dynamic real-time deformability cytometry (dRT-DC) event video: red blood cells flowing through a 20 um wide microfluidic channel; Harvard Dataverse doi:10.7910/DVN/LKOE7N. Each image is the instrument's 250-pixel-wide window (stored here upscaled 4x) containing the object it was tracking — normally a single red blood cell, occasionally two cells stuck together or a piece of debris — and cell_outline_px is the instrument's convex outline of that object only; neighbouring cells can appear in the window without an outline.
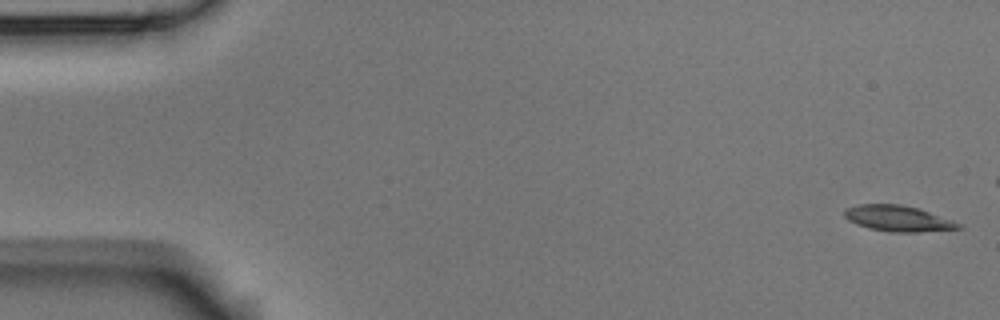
{"species": "Egyptian fruit bat (a non-hibernating species)", "species_latin": "Rousettus aegyptiacus", "temperature_condition": "room temperature", "stored_images_in_passage": 5, "segment_of_instrument_passage": [2, 2], "camera_frame_rate_fps": 3000, "um_per_image_px": 0.085, "animal": {"sex": "male"}, "frame": {"image": 1, "passage_image": 5, "time_ms": 5.667, "image_size_px": [1000, 320], "cell_outline_px": [[964, 228], [916, 232], [892, 232], [868, 228], [856, 224], [848, 220], [844, 216], [844, 208], [856, 204], [900, 204], [916, 208], [952, 220], [960, 224]], "centroid_in_image_um": [76.27, 18.57], "position_along_channel_um": 8.7, "area_um2": 17.05}}